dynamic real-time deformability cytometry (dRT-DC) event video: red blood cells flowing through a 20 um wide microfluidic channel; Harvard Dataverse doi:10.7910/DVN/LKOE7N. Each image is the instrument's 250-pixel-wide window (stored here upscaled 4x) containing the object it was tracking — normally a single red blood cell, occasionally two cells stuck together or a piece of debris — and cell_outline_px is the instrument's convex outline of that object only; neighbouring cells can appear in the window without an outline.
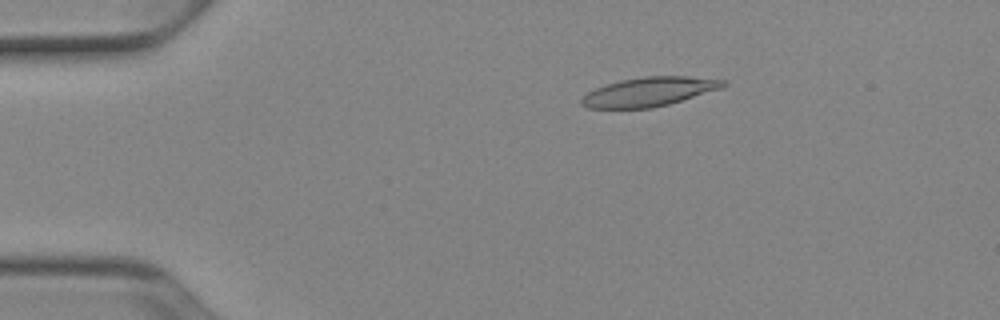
{"species": "Egyptian fruit bat (a non-hibernating species)", "species_latin": "Rousettus aegyptiacus", "temperature_condition": "cold", "stored_images_in_passage": 52, "camera_frame_rate_fps": 3000, "um_per_image_px": 0.085, "animal": {"sex": "female"}, "frame": {"image": 1, "passage_image": 10, "time_ms": 3.0, "image_size_px": [1000, 320], "cell_outline_px": [[728, 84], [724, 88], [668, 104], [652, 108], [588, 108], [580, 104], [580, 100], [588, 92], [604, 84], [620, 80], [644, 76], [688, 76], [728, 80]], "centroid_in_image_um": [55.21, 7.79], "position_along_channel_um": 29.8, "area_um2": 24.22}}
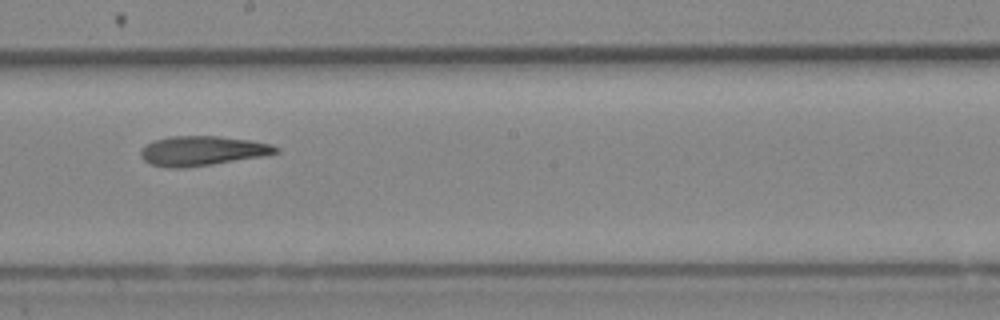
{"frame": {"image": 2, "passage_image": 30, "time_ms": 9.667, "image_size_px": [1000, 320], "cell_outline_px": [[280, 152], [264, 156], [212, 164], [184, 168], [168, 168], [152, 164], [144, 160], [140, 156], [140, 152], [152, 140], [168, 136], [220, 136], [248, 140], [272, 144], [280, 148]], "centroid_in_image_um": [17.21, 12.82], "position_along_channel_um": 231.0, "area_um2": 23.35}}
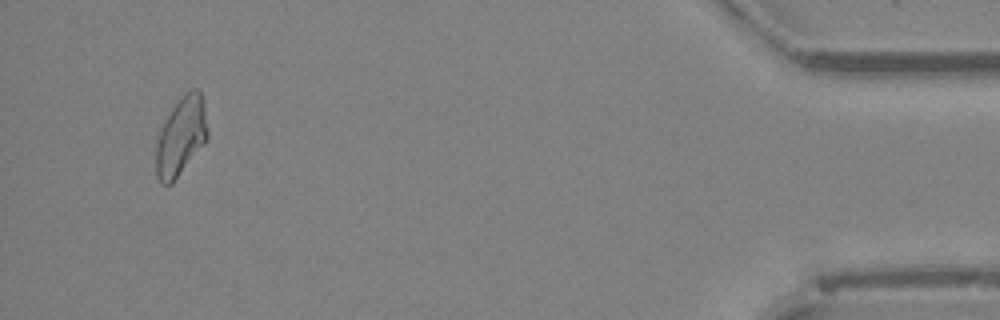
{"frame": {"image": 3, "passage_image": 50, "time_ms": 16.333, "image_size_px": [1000, 320], "cell_outline_px": [[208, 140], [172, 184], [160, 184], [156, 176], [156, 144], [160, 128], [164, 120], [172, 108], [184, 92], [192, 88], [200, 88], [204, 100], [208, 132]], "centroid_in_image_um": [15.4, 11.57], "position_along_channel_um": 419.8, "area_um2": 24.16}, "authors_computed_cell_mechanics": {"area_um2": 23.7558, "velocity_mm_per_s": 3.9074, "shape_relaxation_time_tau1_ms": null, "shape_relaxation_time_tau2_ms": 3.372, "deformation_change_tau1": null, "deformation_change_tau2": 0.1276}}